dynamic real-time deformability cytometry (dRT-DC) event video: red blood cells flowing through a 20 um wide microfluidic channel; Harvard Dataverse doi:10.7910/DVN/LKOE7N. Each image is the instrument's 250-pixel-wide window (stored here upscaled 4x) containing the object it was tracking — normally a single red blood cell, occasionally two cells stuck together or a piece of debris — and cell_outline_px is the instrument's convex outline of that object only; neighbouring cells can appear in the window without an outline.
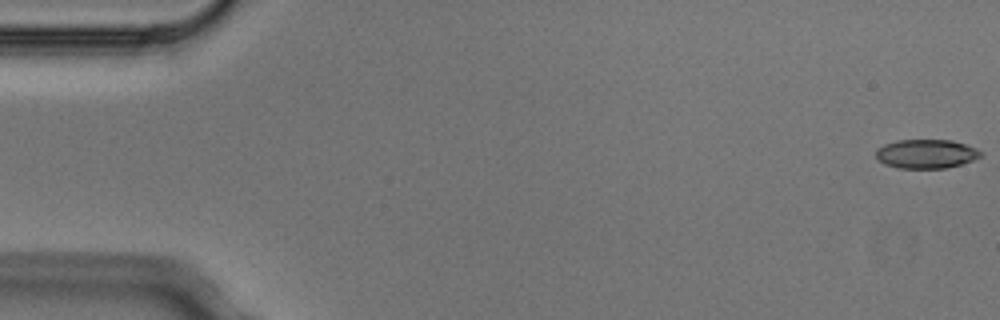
{"species": "Egyptian fruit bat (a non-hibernating species)", "species_latin": "Rousettus aegyptiacus", "temperature_condition": "cold", "stored_images_in_passage": 5, "segment_of_instrument_passage": [1, 2], "camera_frame_rate_fps": 3000, "um_per_image_px": 0.085, "animal": {"sex": "male"}, "frame": {"image": 1, "passage_image": 1, "time_ms": 0.0, "image_size_px": [1000, 320], "cell_outline_px": [[984, 156], [948, 168], [900, 168], [884, 164], [876, 156], [876, 148], [884, 144], [896, 140], [952, 140], [976, 148], [984, 152]], "centroid_in_image_um": [78.75, 13.07], "position_along_channel_um": 6.3, "area_um2": 17.8}}
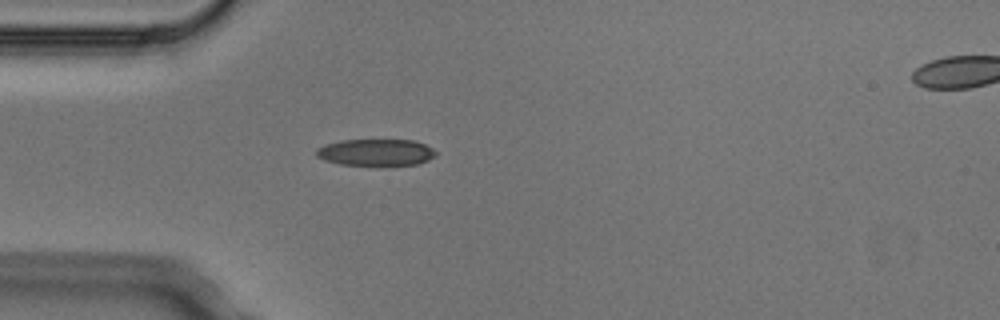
{"frame": {"image": 2, "passage_image": 4, "time_ms": 1.0, "image_size_px": [1000, 320], "cell_outline_px": [[436, 156], [428, 160], [416, 164], [380, 168], [340, 164], [324, 160], [316, 156], [316, 148], [324, 144], [340, 140], [412, 140], [424, 144], [432, 148], [436, 152]], "centroid_in_image_um": [31.93, 12.99], "position_along_channel_um": 53.1, "area_um2": 19.42}}